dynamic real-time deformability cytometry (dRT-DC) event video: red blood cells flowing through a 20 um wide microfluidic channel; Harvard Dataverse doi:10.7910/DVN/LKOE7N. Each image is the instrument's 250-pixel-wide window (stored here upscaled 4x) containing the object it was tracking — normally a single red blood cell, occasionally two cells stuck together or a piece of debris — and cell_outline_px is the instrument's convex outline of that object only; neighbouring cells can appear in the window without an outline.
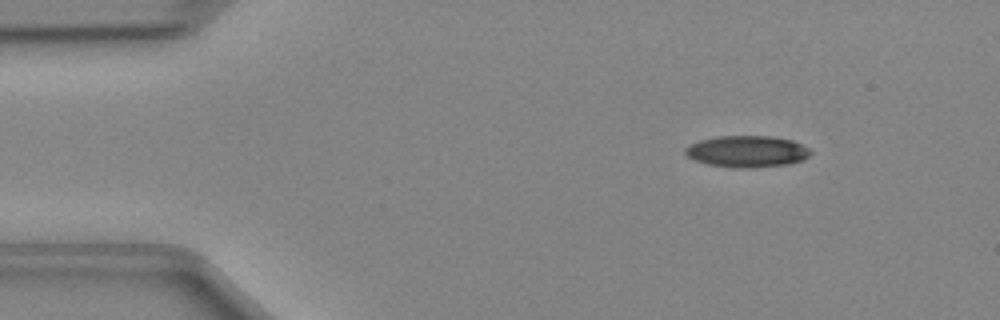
{"species": "Egyptian fruit bat (a non-hibernating species)", "species_latin": "Rousettus aegyptiacus", "temperature_condition": "cold", "stored_images_in_passage": 42, "camera_frame_rate_fps": 3000, "um_per_image_px": 0.085, "animal": {"sex": "female"}, "frame": {"image": 1, "passage_image": 1, "time_ms": 0.0, "image_size_px": [1000, 320], "cell_outline_px": [[812, 152], [804, 160], [788, 164], [748, 168], [732, 168], [708, 164], [696, 160], [688, 156], [684, 152], [684, 148], [688, 144], [700, 140], [716, 136], [772, 136], [792, 140], [808, 148]], "centroid_in_image_um": [63.48, 12.87], "position_along_channel_um": 21.5, "area_um2": 23.12}}
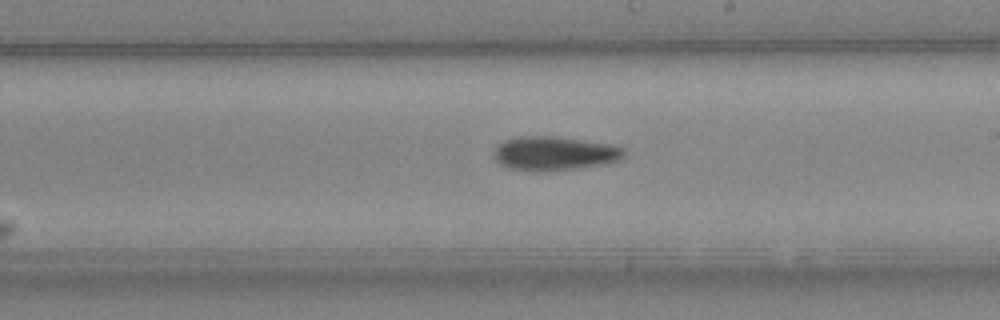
{"frame": {"image": 2, "passage_image": 22, "time_ms": 7.0, "image_size_px": [1000, 320], "cell_outline_px": [[624, 156], [616, 160], [604, 164], [576, 168], [544, 172], [532, 172], [508, 168], [500, 164], [496, 160], [496, 148], [504, 140], [520, 136], [552, 136], [608, 144], [624, 148]], "centroid_in_image_um": [47.09, 13.05], "position_along_channel_um": 241.9, "area_um2": 25.49}}
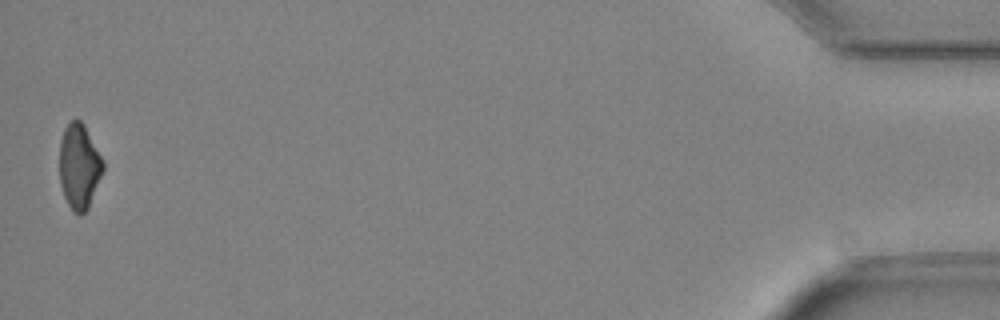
{"frame": {"image": 3, "passage_image": 42, "time_ms": 13.667, "image_size_px": [1000, 320], "cell_outline_px": [[104, 168], [88, 208], [84, 212], [72, 212], [64, 196], [60, 184], [60, 140], [64, 128], [72, 120], [80, 120], [84, 124], [104, 160]], "centroid_in_image_um": [6.73, 14.12], "position_along_channel_um": 428.5, "area_um2": 21.44}}